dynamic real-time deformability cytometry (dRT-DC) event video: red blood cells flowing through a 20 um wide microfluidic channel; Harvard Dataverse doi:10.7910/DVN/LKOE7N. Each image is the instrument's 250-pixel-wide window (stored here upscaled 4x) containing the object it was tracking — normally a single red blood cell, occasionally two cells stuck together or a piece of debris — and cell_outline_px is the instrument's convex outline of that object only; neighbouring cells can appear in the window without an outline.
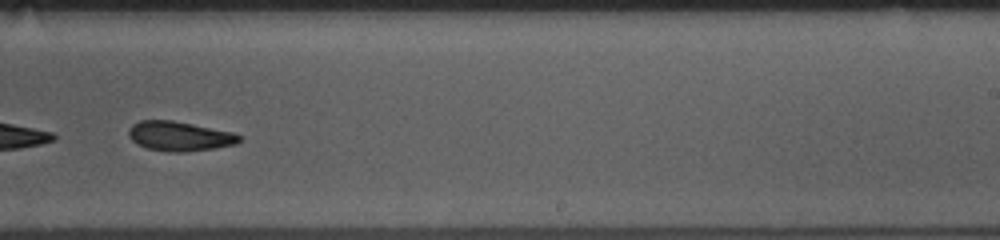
{"species": "common noctule bat (a hibernating species)", "species_latin": "Nyctalus noctula", "temperature_condition": "room temperature", "stored_images_in_passage": 29, "camera_frame_rate_fps": 3000, "um_per_image_px": 0.085, "animal": {"sex": "female", "body_mass_g": 10.0, "forearm_length_mm": 53.1}, "frame": {"image": 1, "passage_image": 21, "time_ms": 6.667, "image_size_px": [1000, 240], "cell_outline_px": [[240, 140], [236, 144], [216, 148], [184, 152], [168, 152], [148, 148], [136, 144], [128, 136], [128, 128], [132, 124], [140, 120], [172, 120], [232, 132], [240, 136]], "centroid_in_image_um": [15.21, 11.58], "position_along_channel_um": 273.8, "area_um2": 19.07}, "authors_computed_cell_mechanics": {"area_um2": 19.652, "velocity_mm_per_s": 3.833, "shape_relaxation_time_tau1_ms": 5.2361, "shape_relaxation_time_tau2_ms": 4.9765, "deformation_change_tau1": 0.1256, "deformation_change_tau2": 0.1333}}